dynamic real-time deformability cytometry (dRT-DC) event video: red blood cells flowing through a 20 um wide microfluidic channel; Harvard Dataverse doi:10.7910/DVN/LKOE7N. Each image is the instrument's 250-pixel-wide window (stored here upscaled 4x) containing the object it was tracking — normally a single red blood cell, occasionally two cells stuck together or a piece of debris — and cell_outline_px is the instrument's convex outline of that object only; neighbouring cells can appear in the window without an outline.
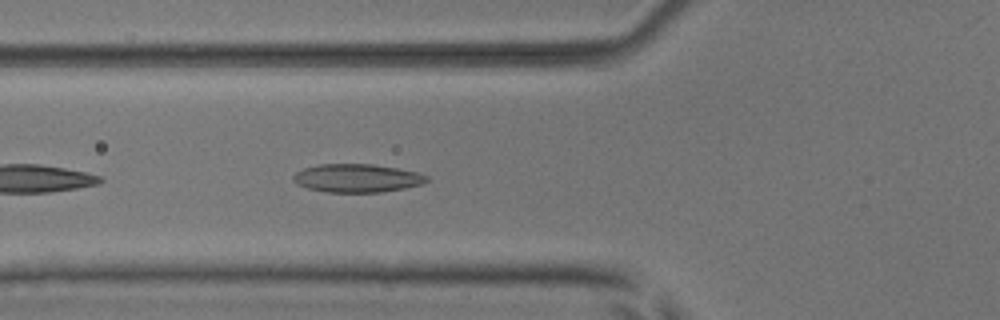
{"species": "common noctule bat (a hibernating species)", "species_latin": "Nyctalus noctula", "temperature_condition": "room temperature", "stored_images_in_passage": 11, "camera_frame_rate_fps": 3000, "um_per_image_px": 0.085, "animal": {"sex": "male", "body_mass_g": 17.9, "forearm_length_mm": 54.2}, "frame": {"image": 1, "passage_image": 4, "time_ms": 1.0, "image_size_px": [1000, 320], "cell_outline_px": [[428, 180], [424, 184], [404, 188], [380, 192], [328, 192], [308, 188], [296, 184], [292, 180], [292, 176], [296, 172], [304, 168], [320, 164], [372, 164], [396, 168], [416, 172], [428, 176]], "centroid_in_image_um": [30.33, 15.14], "position_along_channel_um": 95.5, "area_um2": 21.96}}
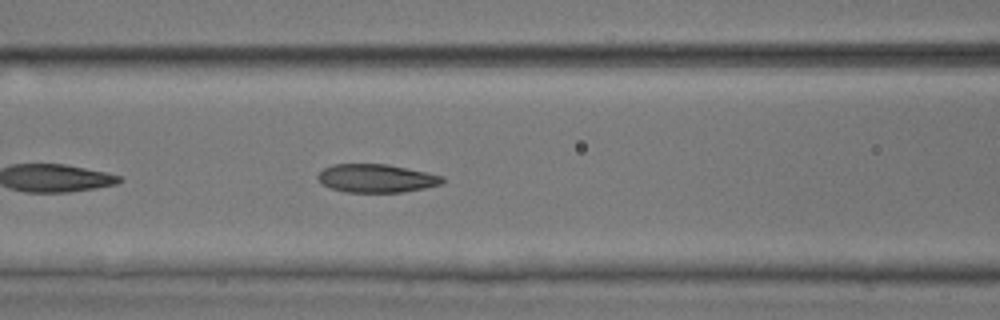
{"frame": {"image": 2, "passage_image": 7, "time_ms": 2.0, "image_size_px": [1000, 320], "cell_outline_px": [[444, 180], [440, 184], [424, 188], [404, 192], [344, 192], [332, 188], [324, 184], [316, 176], [324, 168], [332, 164], [388, 164], [444, 176]], "centroid_in_image_um": [31.99, 15.15], "position_along_channel_um": 134.6, "area_um2": 20.4}}